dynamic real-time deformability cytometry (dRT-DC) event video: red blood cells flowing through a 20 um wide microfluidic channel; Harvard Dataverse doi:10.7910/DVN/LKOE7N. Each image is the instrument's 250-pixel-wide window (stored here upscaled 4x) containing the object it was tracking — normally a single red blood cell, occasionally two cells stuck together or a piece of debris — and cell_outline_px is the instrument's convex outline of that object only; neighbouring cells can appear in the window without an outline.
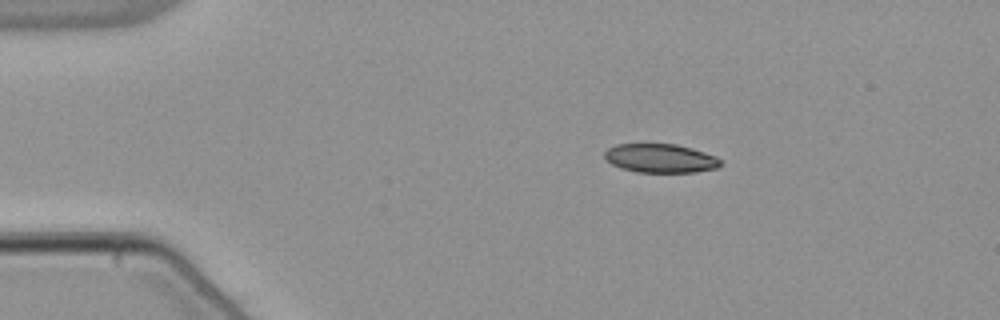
{"species": "common noctule bat (a hibernating species)", "species_latin": "Nyctalus noctula", "temperature_condition": "warm", "stored_images_in_passage": 45, "camera_frame_rate_fps": 3000, "um_per_image_px": 0.085, "animal": {"sex": "male", "body_mass_g": 21.5, "forearm_length_mm": 52.0}, "frame": {"image": 1, "passage_image": 1, "time_ms": 0.0, "image_size_px": [1000, 320], "cell_outline_px": [[720, 164], [716, 168], [696, 172], [636, 172], [620, 168], [612, 164], [604, 156], [604, 152], [608, 148], [616, 144], [676, 144], [692, 148], [716, 156], [720, 160]], "centroid_in_image_um": [56.12, 13.45], "position_along_channel_um": 28.9, "area_um2": 19.42}}
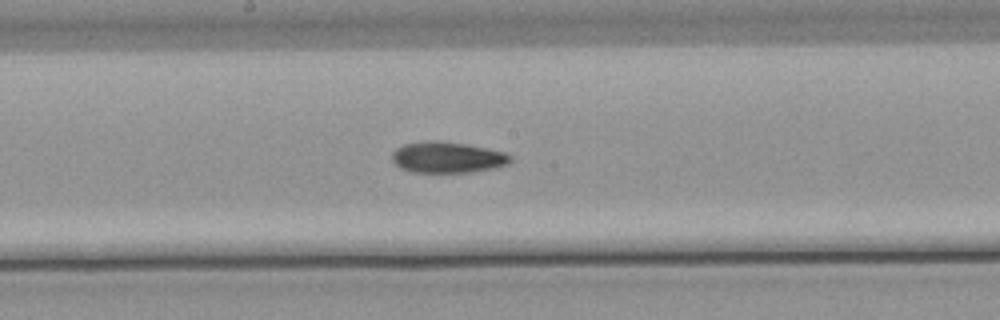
{"frame": {"image": 2, "passage_image": 20, "time_ms": 6.333, "image_size_px": [1000, 320], "cell_outline_px": [[512, 160], [508, 164], [492, 168], [472, 172], [412, 172], [400, 168], [392, 160], [392, 152], [396, 148], [404, 144], [428, 140], [436, 140], [464, 144], [504, 152], [512, 156]], "centroid_in_image_um": [38.0, 13.37], "position_along_channel_um": 210.2, "area_um2": 21.33}}
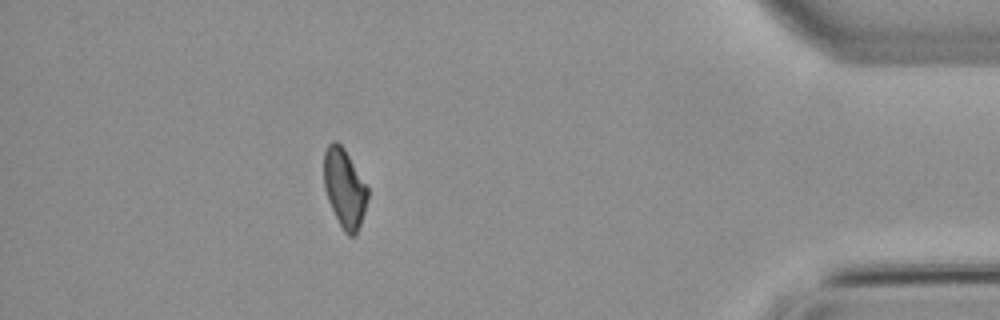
{"frame": {"image": 3, "passage_image": 39, "time_ms": 12.667, "image_size_px": [1000, 320], "cell_outline_px": [[368, 200], [356, 236], [348, 236], [344, 232], [328, 200], [324, 188], [324, 152], [328, 144], [332, 140], [336, 140], [344, 148], [368, 188]], "centroid_in_image_um": [29.28, 15.99], "position_along_channel_um": 405.9, "area_um2": 20.0}, "authors_computed_cell_mechanics": {"area_um2": 21.0392, "velocity_mm_per_s": 3.8471, "shape_relaxation_time_tau1_ms": null, "shape_relaxation_time_tau2_ms": 8.9812, "deformation_change_tau1": null, "deformation_change_tau2": 0.1413}}